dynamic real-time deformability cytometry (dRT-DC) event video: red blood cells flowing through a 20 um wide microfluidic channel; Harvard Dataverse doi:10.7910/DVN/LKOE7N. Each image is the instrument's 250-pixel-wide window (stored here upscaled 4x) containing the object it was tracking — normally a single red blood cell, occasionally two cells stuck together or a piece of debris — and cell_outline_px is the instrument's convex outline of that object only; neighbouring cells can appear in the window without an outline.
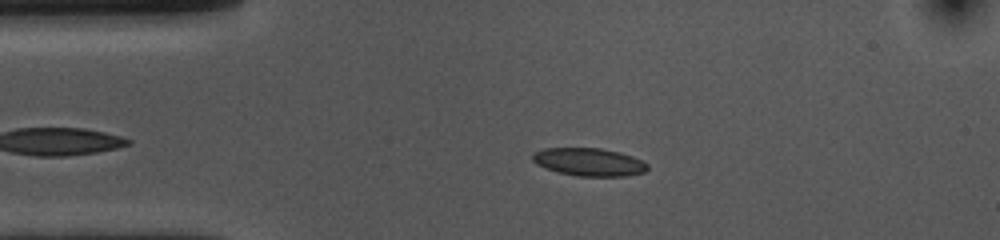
{"species": "common noctule bat (a hibernating species)", "species_latin": "Nyctalus noctula", "temperature_condition": "cold", "stored_images_in_passage": 53, "camera_frame_rate_fps": 3000, "um_per_image_px": 0.085, "animal": {"sex": "female", "body_mass_g": 10.0, "forearm_length_mm": 53.1}, "frame": {"image": 1, "passage_image": 10, "time_ms": 3.0, "image_size_px": [1000, 240], "cell_outline_px": [[648, 168], [644, 172], [624, 176], [576, 176], [560, 172], [536, 164], [532, 160], [532, 152], [544, 148], [600, 148], [620, 152], [632, 156], [648, 164]], "centroid_in_image_um": [50.05, 13.76], "position_along_channel_um": 34.9, "area_um2": 18.61}}
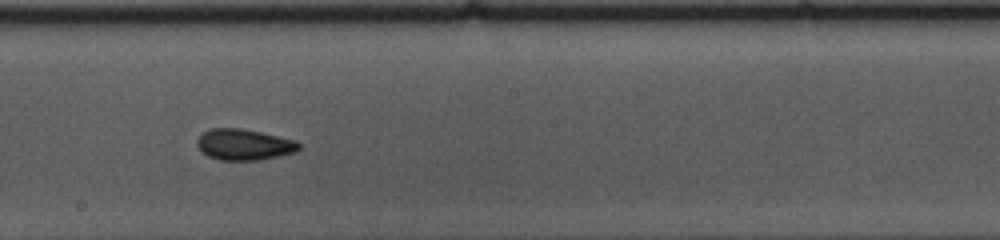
{"frame": {"image": 2, "passage_image": 28, "time_ms": 9.0, "image_size_px": [1000, 240], "cell_outline_px": [[300, 148], [296, 152], [280, 156], [260, 160], [220, 160], [208, 156], [200, 152], [196, 144], [196, 140], [208, 128], [240, 128], [260, 132], [296, 140], [300, 144]], "centroid_in_image_um": [20.73, 12.29], "position_along_channel_um": 227.5, "area_um2": 18.61}}
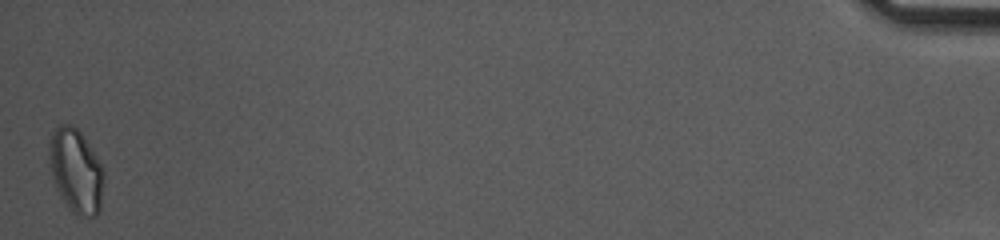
{"frame": {"image": 3, "passage_image": 53, "time_ms": 17.333, "image_size_px": [1000, 240], "cell_outline_px": [[104, 184], [100, 212], [96, 216], [76, 216], [72, 212], [56, 188], [52, 176], [48, 152], [48, 140], [52, 132], [60, 124], [72, 124], [80, 132], [88, 144], [100, 164], [104, 172]], "centroid_in_image_um": [6.45, 14.53], "position_along_channel_um": 428.7, "area_um2": 26.76}, "authors_computed_cell_mechanics": {"area_um2": 18.3804, "velocity_mm_per_s": 3.6277, "shape_relaxation_time_tau1_ms": 5.975, "shape_relaxation_time_tau2_ms": 4.1775, "deformation_change_tau1": 0.0981, "deformation_change_tau2": 0.0929}}